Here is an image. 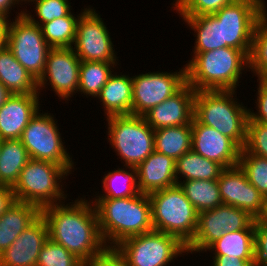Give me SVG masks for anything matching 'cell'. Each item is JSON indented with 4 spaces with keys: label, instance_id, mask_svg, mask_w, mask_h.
<instances>
[{
    "label": "cell",
    "instance_id": "obj_44",
    "mask_svg": "<svg viewBox=\"0 0 267 266\" xmlns=\"http://www.w3.org/2000/svg\"><path fill=\"white\" fill-rule=\"evenodd\" d=\"M12 187L0 185V216L15 202Z\"/></svg>",
    "mask_w": 267,
    "mask_h": 266
},
{
    "label": "cell",
    "instance_id": "obj_36",
    "mask_svg": "<svg viewBox=\"0 0 267 266\" xmlns=\"http://www.w3.org/2000/svg\"><path fill=\"white\" fill-rule=\"evenodd\" d=\"M36 266H87L76 255L50 238L40 250Z\"/></svg>",
    "mask_w": 267,
    "mask_h": 266
},
{
    "label": "cell",
    "instance_id": "obj_1",
    "mask_svg": "<svg viewBox=\"0 0 267 266\" xmlns=\"http://www.w3.org/2000/svg\"><path fill=\"white\" fill-rule=\"evenodd\" d=\"M79 199L66 205L62 202L43 207L41 215L47 222L49 238L89 266L107 246L94 204L85 197Z\"/></svg>",
    "mask_w": 267,
    "mask_h": 266
},
{
    "label": "cell",
    "instance_id": "obj_3",
    "mask_svg": "<svg viewBox=\"0 0 267 266\" xmlns=\"http://www.w3.org/2000/svg\"><path fill=\"white\" fill-rule=\"evenodd\" d=\"M193 56L185 66L187 83L195 91H235L242 72L249 68V57L232 47L193 52Z\"/></svg>",
    "mask_w": 267,
    "mask_h": 266
},
{
    "label": "cell",
    "instance_id": "obj_27",
    "mask_svg": "<svg viewBox=\"0 0 267 266\" xmlns=\"http://www.w3.org/2000/svg\"><path fill=\"white\" fill-rule=\"evenodd\" d=\"M30 160L20 139L2 140L0 154V185L13 187L20 172Z\"/></svg>",
    "mask_w": 267,
    "mask_h": 266
},
{
    "label": "cell",
    "instance_id": "obj_8",
    "mask_svg": "<svg viewBox=\"0 0 267 266\" xmlns=\"http://www.w3.org/2000/svg\"><path fill=\"white\" fill-rule=\"evenodd\" d=\"M39 110L23 130L20 140L30 159L50 161L63 166L70 174L74 162L62 141L54 115ZM56 121V122H55Z\"/></svg>",
    "mask_w": 267,
    "mask_h": 266
},
{
    "label": "cell",
    "instance_id": "obj_16",
    "mask_svg": "<svg viewBox=\"0 0 267 266\" xmlns=\"http://www.w3.org/2000/svg\"><path fill=\"white\" fill-rule=\"evenodd\" d=\"M217 182L223 204L243 209L253 218L263 214L265 198L249 182L239 165L224 168Z\"/></svg>",
    "mask_w": 267,
    "mask_h": 266
},
{
    "label": "cell",
    "instance_id": "obj_33",
    "mask_svg": "<svg viewBox=\"0 0 267 266\" xmlns=\"http://www.w3.org/2000/svg\"><path fill=\"white\" fill-rule=\"evenodd\" d=\"M86 9L76 14L77 18L70 12L65 17L42 24L40 27L47 44L51 48L73 47L79 17Z\"/></svg>",
    "mask_w": 267,
    "mask_h": 266
},
{
    "label": "cell",
    "instance_id": "obj_20",
    "mask_svg": "<svg viewBox=\"0 0 267 266\" xmlns=\"http://www.w3.org/2000/svg\"><path fill=\"white\" fill-rule=\"evenodd\" d=\"M39 94H12L0 107V139H20L40 109Z\"/></svg>",
    "mask_w": 267,
    "mask_h": 266
},
{
    "label": "cell",
    "instance_id": "obj_29",
    "mask_svg": "<svg viewBox=\"0 0 267 266\" xmlns=\"http://www.w3.org/2000/svg\"><path fill=\"white\" fill-rule=\"evenodd\" d=\"M224 168L215 161L204 158L192 149L176 160V180H218ZM179 176V177H178Z\"/></svg>",
    "mask_w": 267,
    "mask_h": 266
},
{
    "label": "cell",
    "instance_id": "obj_7",
    "mask_svg": "<svg viewBox=\"0 0 267 266\" xmlns=\"http://www.w3.org/2000/svg\"><path fill=\"white\" fill-rule=\"evenodd\" d=\"M108 141L124 166L137 167L154 150V130L143 116L106 117Z\"/></svg>",
    "mask_w": 267,
    "mask_h": 266
},
{
    "label": "cell",
    "instance_id": "obj_40",
    "mask_svg": "<svg viewBox=\"0 0 267 266\" xmlns=\"http://www.w3.org/2000/svg\"><path fill=\"white\" fill-rule=\"evenodd\" d=\"M255 266H267V223L260 217L254 219Z\"/></svg>",
    "mask_w": 267,
    "mask_h": 266
},
{
    "label": "cell",
    "instance_id": "obj_46",
    "mask_svg": "<svg viewBox=\"0 0 267 266\" xmlns=\"http://www.w3.org/2000/svg\"><path fill=\"white\" fill-rule=\"evenodd\" d=\"M9 19L0 15V50L6 46Z\"/></svg>",
    "mask_w": 267,
    "mask_h": 266
},
{
    "label": "cell",
    "instance_id": "obj_28",
    "mask_svg": "<svg viewBox=\"0 0 267 266\" xmlns=\"http://www.w3.org/2000/svg\"><path fill=\"white\" fill-rule=\"evenodd\" d=\"M196 37L193 52H206L222 48L221 23L212 15L180 16Z\"/></svg>",
    "mask_w": 267,
    "mask_h": 266
},
{
    "label": "cell",
    "instance_id": "obj_48",
    "mask_svg": "<svg viewBox=\"0 0 267 266\" xmlns=\"http://www.w3.org/2000/svg\"><path fill=\"white\" fill-rule=\"evenodd\" d=\"M260 218L267 223V197L265 198V204H264V212L260 216Z\"/></svg>",
    "mask_w": 267,
    "mask_h": 266
},
{
    "label": "cell",
    "instance_id": "obj_49",
    "mask_svg": "<svg viewBox=\"0 0 267 266\" xmlns=\"http://www.w3.org/2000/svg\"><path fill=\"white\" fill-rule=\"evenodd\" d=\"M2 140L0 139V154H1Z\"/></svg>",
    "mask_w": 267,
    "mask_h": 266
},
{
    "label": "cell",
    "instance_id": "obj_9",
    "mask_svg": "<svg viewBox=\"0 0 267 266\" xmlns=\"http://www.w3.org/2000/svg\"><path fill=\"white\" fill-rule=\"evenodd\" d=\"M7 27L6 46L16 60L38 81L46 66V57L51 48L41 31V27L24 16V9L14 17Z\"/></svg>",
    "mask_w": 267,
    "mask_h": 266
},
{
    "label": "cell",
    "instance_id": "obj_13",
    "mask_svg": "<svg viewBox=\"0 0 267 266\" xmlns=\"http://www.w3.org/2000/svg\"><path fill=\"white\" fill-rule=\"evenodd\" d=\"M109 34L96 9L88 7L79 17L72 49L81 61L118 63Z\"/></svg>",
    "mask_w": 267,
    "mask_h": 266
},
{
    "label": "cell",
    "instance_id": "obj_41",
    "mask_svg": "<svg viewBox=\"0 0 267 266\" xmlns=\"http://www.w3.org/2000/svg\"><path fill=\"white\" fill-rule=\"evenodd\" d=\"M259 81L258 88H257V101L255 102L256 109L258 112H252L249 109L248 120L257 121L267 125V79H257Z\"/></svg>",
    "mask_w": 267,
    "mask_h": 266
},
{
    "label": "cell",
    "instance_id": "obj_15",
    "mask_svg": "<svg viewBox=\"0 0 267 266\" xmlns=\"http://www.w3.org/2000/svg\"><path fill=\"white\" fill-rule=\"evenodd\" d=\"M80 63L72 47L50 48L44 73L37 81L38 93L50 83L59 99L68 101L78 93Z\"/></svg>",
    "mask_w": 267,
    "mask_h": 266
},
{
    "label": "cell",
    "instance_id": "obj_30",
    "mask_svg": "<svg viewBox=\"0 0 267 266\" xmlns=\"http://www.w3.org/2000/svg\"><path fill=\"white\" fill-rule=\"evenodd\" d=\"M125 168H117V170L104 174L105 176L102 179L104 194L95 196L96 199L126 198L140 193L137 168L132 166H125Z\"/></svg>",
    "mask_w": 267,
    "mask_h": 266
},
{
    "label": "cell",
    "instance_id": "obj_24",
    "mask_svg": "<svg viewBox=\"0 0 267 266\" xmlns=\"http://www.w3.org/2000/svg\"><path fill=\"white\" fill-rule=\"evenodd\" d=\"M0 82L12 94H39L37 81L7 46L0 50Z\"/></svg>",
    "mask_w": 267,
    "mask_h": 266
},
{
    "label": "cell",
    "instance_id": "obj_12",
    "mask_svg": "<svg viewBox=\"0 0 267 266\" xmlns=\"http://www.w3.org/2000/svg\"><path fill=\"white\" fill-rule=\"evenodd\" d=\"M254 219L247 211L226 204L198 213L196 233L186 254L206 251L224 233L245 230Z\"/></svg>",
    "mask_w": 267,
    "mask_h": 266
},
{
    "label": "cell",
    "instance_id": "obj_23",
    "mask_svg": "<svg viewBox=\"0 0 267 266\" xmlns=\"http://www.w3.org/2000/svg\"><path fill=\"white\" fill-rule=\"evenodd\" d=\"M41 215V209L30 203L15 201L0 216V254Z\"/></svg>",
    "mask_w": 267,
    "mask_h": 266
},
{
    "label": "cell",
    "instance_id": "obj_11",
    "mask_svg": "<svg viewBox=\"0 0 267 266\" xmlns=\"http://www.w3.org/2000/svg\"><path fill=\"white\" fill-rule=\"evenodd\" d=\"M116 248L130 266H169L174 258L187 253L176 237L155 230L127 238Z\"/></svg>",
    "mask_w": 267,
    "mask_h": 266
},
{
    "label": "cell",
    "instance_id": "obj_4",
    "mask_svg": "<svg viewBox=\"0 0 267 266\" xmlns=\"http://www.w3.org/2000/svg\"><path fill=\"white\" fill-rule=\"evenodd\" d=\"M234 95L236 91H196L193 117L199 123L231 138L243 149L246 142L249 109L242 102L239 103Z\"/></svg>",
    "mask_w": 267,
    "mask_h": 266
},
{
    "label": "cell",
    "instance_id": "obj_19",
    "mask_svg": "<svg viewBox=\"0 0 267 266\" xmlns=\"http://www.w3.org/2000/svg\"><path fill=\"white\" fill-rule=\"evenodd\" d=\"M48 239V225L40 215L0 254V266H36L40 250Z\"/></svg>",
    "mask_w": 267,
    "mask_h": 266
},
{
    "label": "cell",
    "instance_id": "obj_45",
    "mask_svg": "<svg viewBox=\"0 0 267 266\" xmlns=\"http://www.w3.org/2000/svg\"><path fill=\"white\" fill-rule=\"evenodd\" d=\"M19 2L20 5H22L20 0H0V15L9 18V14L12 10L11 7L14 6L15 8V5H19Z\"/></svg>",
    "mask_w": 267,
    "mask_h": 266
},
{
    "label": "cell",
    "instance_id": "obj_14",
    "mask_svg": "<svg viewBox=\"0 0 267 266\" xmlns=\"http://www.w3.org/2000/svg\"><path fill=\"white\" fill-rule=\"evenodd\" d=\"M187 83L186 66L179 72H148L132 77V115L143 116Z\"/></svg>",
    "mask_w": 267,
    "mask_h": 266
},
{
    "label": "cell",
    "instance_id": "obj_25",
    "mask_svg": "<svg viewBox=\"0 0 267 266\" xmlns=\"http://www.w3.org/2000/svg\"><path fill=\"white\" fill-rule=\"evenodd\" d=\"M255 226L254 221L245 229L227 232L212 243L205 252H214L213 255H228L241 259H255Z\"/></svg>",
    "mask_w": 267,
    "mask_h": 266
},
{
    "label": "cell",
    "instance_id": "obj_2",
    "mask_svg": "<svg viewBox=\"0 0 267 266\" xmlns=\"http://www.w3.org/2000/svg\"><path fill=\"white\" fill-rule=\"evenodd\" d=\"M93 199L99 230L107 247H116L127 238L154 230L148 194L139 193L118 199Z\"/></svg>",
    "mask_w": 267,
    "mask_h": 266
},
{
    "label": "cell",
    "instance_id": "obj_43",
    "mask_svg": "<svg viewBox=\"0 0 267 266\" xmlns=\"http://www.w3.org/2000/svg\"><path fill=\"white\" fill-rule=\"evenodd\" d=\"M211 266H255V259H241L228 255H214Z\"/></svg>",
    "mask_w": 267,
    "mask_h": 266
},
{
    "label": "cell",
    "instance_id": "obj_42",
    "mask_svg": "<svg viewBox=\"0 0 267 266\" xmlns=\"http://www.w3.org/2000/svg\"><path fill=\"white\" fill-rule=\"evenodd\" d=\"M89 266H130L116 247H106Z\"/></svg>",
    "mask_w": 267,
    "mask_h": 266
},
{
    "label": "cell",
    "instance_id": "obj_10",
    "mask_svg": "<svg viewBox=\"0 0 267 266\" xmlns=\"http://www.w3.org/2000/svg\"><path fill=\"white\" fill-rule=\"evenodd\" d=\"M265 8L264 0H235L214 13L221 23L222 48H236L249 57L256 22Z\"/></svg>",
    "mask_w": 267,
    "mask_h": 266
},
{
    "label": "cell",
    "instance_id": "obj_35",
    "mask_svg": "<svg viewBox=\"0 0 267 266\" xmlns=\"http://www.w3.org/2000/svg\"><path fill=\"white\" fill-rule=\"evenodd\" d=\"M238 165L246 174L249 182L267 197V159L249 152H240Z\"/></svg>",
    "mask_w": 267,
    "mask_h": 266
},
{
    "label": "cell",
    "instance_id": "obj_17",
    "mask_svg": "<svg viewBox=\"0 0 267 266\" xmlns=\"http://www.w3.org/2000/svg\"><path fill=\"white\" fill-rule=\"evenodd\" d=\"M191 149L223 168L238 165L241 148L229 137L216 129L199 123L194 117L191 122Z\"/></svg>",
    "mask_w": 267,
    "mask_h": 266
},
{
    "label": "cell",
    "instance_id": "obj_38",
    "mask_svg": "<svg viewBox=\"0 0 267 266\" xmlns=\"http://www.w3.org/2000/svg\"><path fill=\"white\" fill-rule=\"evenodd\" d=\"M172 7L179 16L212 15L235 0H174Z\"/></svg>",
    "mask_w": 267,
    "mask_h": 266
},
{
    "label": "cell",
    "instance_id": "obj_26",
    "mask_svg": "<svg viewBox=\"0 0 267 266\" xmlns=\"http://www.w3.org/2000/svg\"><path fill=\"white\" fill-rule=\"evenodd\" d=\"M155 151L177 160L191 150V125L171 126L154 130Z\"/></svg>",
    "mask_w": 267,
    "mask_h": 266
},
{
    "label": "cell",
    "instance_id": "obj_39",
    "mask_svg": "<svg viewBox=\"0 0 267 266\" xmlns=\"http://www.w3.org/2000/svg\"><path fill=\"white\" fill-rule=\"evenodd\" d=\"M241 152H249L267 159V125L248 120L246 142Z\"/></svg>",
    "mask_w": 267,
    "mask_h": 266
},
{
    "label": "cell",
    "instance_id": "obj_5",
    "mask_svg": "<svg viewBox=\"0 0 267 266\" xmlns=\"http://www.w3.org/2000/svg\"><path fill=\"white\" fill-rule=\"evenodd\" d=\"M148 196L153 229L172 235L187 246L196 233L198 212L180 186L157 190Z\"/></svg>",
    "mask_w": 267,
    "mask_h": 266
},
{
    "label": "cell",
    "instance_id": "obj_6",
    "mask_svg": "<svg viewBox=\"0 0 267 266\" xmlns=\"http://www.w3.org/2000/svg\"><path fill=\"white\" fill-rule=\"evenodd\" d=\"M69 174L61 165L30 159L12 187L15 200L34 204L40 209L65 202L67 195L61 182Z\"/></svg>",
    "mask_w": 267,
    "mask_h": 266
},
{
    "label": "cell",
    "instance_id": "obj_32",
    "mask_svg": "<svg viewBox=\"0 0 267 266\" xmlns=\"http://www.w3.org/2000/svg\"><path fill=\"white\" fill-rule=\"evenodd\" d=\"M114 66L116 67L117 63L81 61L78 92L96 98L114 72Z\"/></svg>",
    "mask_w": 267,
    "mask_h": 266
},
{
    "label": "cell",
    "instance_id": "obj_47",
    "mask_svg": "<svg viewBox=\"0 0 267 266\" xmlns=\"http://www.w3.org/2000/svg\"><path fill=\"white\" fill-rule=\"evenodd\" d=\"M12 95V93L0 82V107Z\"/></svg>",
    "mask_w": 267,
    "mask_h": 266
},
{
    "label": "cell",
    "instance_id": "obj_22",
    "mask_svg": "<svg viewBox=\"0 0 267 266\" xmlns=\"http://www.w3.org/2000/svg\"><path fill=\"white\" fill-rule=\"evenodd\" d=\"M132 77L114 72L101 88L98 100L104 106L106 117L132 115Z\"/></svg>",
    "mask_w": 267,
    "mask_h": 266
},
{
    "label": "cell",
    "instance_id": "obj_18",
    "mask_svg": "<svg viewBox=\"0 0 267 266\" xmlns=\"http://www.w3.org/2000/svg\"><path fill=\"white\" fill-rule=\"evenodd\" d=\"M196 91L186 83L177 93L143 115L153 130L171 126L191 125Z\"/></svg>",
    "mask_w": 267,
    "mask_h": 266
},
{
    "label": "cell",
    "instance_id": "obj_34",
    "mask_svg": "<svg viewBox=\"0 0 267 266\" xmlns=\"http://www.w3.org/2000/svg\"><path fill=\"white\" fill-rule=\"evenodd\" d=\"M259 79H267V10L262 11L254 29L249 68Z\"/></svg>",
    "mask_w": 267,
    "mask_h": 266
},
{
    "label": "cell",
    "instance_id": "obj_21",
    "mask_svg": "<svg viewBox=\"0 0 267 266\" xmlns=\"http://www.w3.org/2000/svg\"><path fill=\"white\" fill-rule=\"evenodd\" d=\"M136 168L140 193L149 194L177 185L176 161L155 150Z\"/></svg>",
    "mask_w": 267,
    "mask_h": 266
},
{
    "label": "cell",
    "instance_id": "obj_31",
    "mask_svg": "<svg viewBox=\"0 0 267 266\" xmlns=\"http://www.w3.org/2000/svg\"><path fill=\"white\" fill-rule=\"evenodd\" d=\"M177 184L198 213L223 204L217 180H187Z\"/></svg>",
    "mask_w": 267,
    "mask_h": 266
},
{
    "label": "cell",
    "instance_id": "obj_37",
    "mask_svg": "<svg viewBox=\"0 0 267 266\" xmlns=\"http://www.w3.org/2000/svg\"><path fill=\"white\" fill-rule=\"evenodd\" d=\"M29 3L35 4V13L37 20L28 11L24 10V16L32 23L41 26L42 24L57 18L65 17L71 12V3L69 0H29ZM35 2V3H34ZM33 16V17H32ZM40 19V20H39Z\"/></svg>",
    "mask_w": 267,
    "mask_h": 266
}]
</instances>
